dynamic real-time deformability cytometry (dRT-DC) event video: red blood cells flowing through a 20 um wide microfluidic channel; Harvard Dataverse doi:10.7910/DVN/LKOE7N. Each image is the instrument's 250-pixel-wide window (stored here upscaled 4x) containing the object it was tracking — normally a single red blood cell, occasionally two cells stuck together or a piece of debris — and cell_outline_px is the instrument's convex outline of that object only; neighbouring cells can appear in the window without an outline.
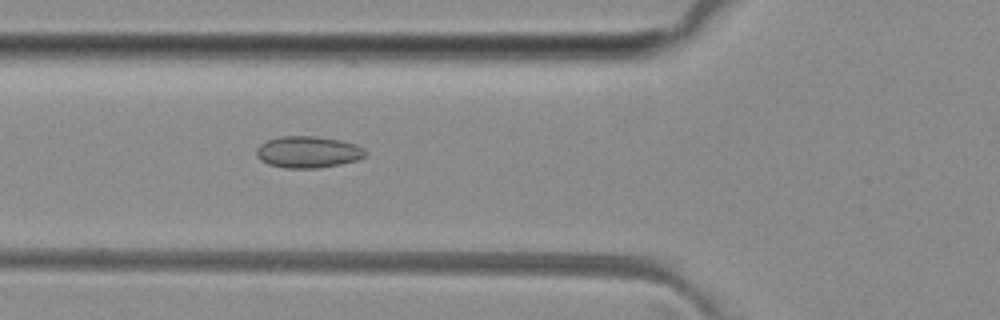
{"species": "common noctule bat (a hibernating species)", "species_latin": "Nyctalus noctula", "temperature_condition": "room temperature", "stored_images_in_passage": 45, "camera_frame_rate_fps": 3000, "um_per_image_px": 0.085, "animal": {"sex": "female", "body_mass_g": 29.2, "forearm_length_mm": 56.3}, "frame": {"image": 1, "passage_image": 18, "time_ms": 5.667, "image_size_px": [1000, 320], "cell_outline_px": [[368, 152], [364, 156], [356, 160], [340, 164], [316, 168], [284, 168], [268, 164], [260, 160], [256, 156], [256, 148], [260, 144], [268, 140], [280, 136], [316, 136], [340, 140], [356, 144], [364, 148]], "centroid_in_image_um": [26.17, 12.92], "position_along_channel_um": 99.6, "area_um2": 20.17}}
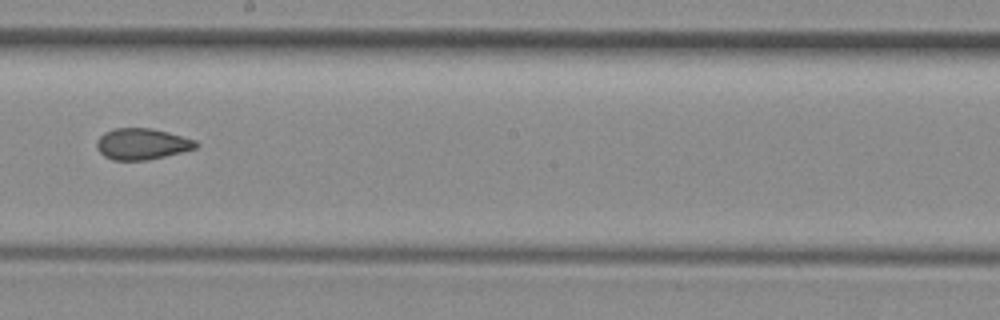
{"frame": {"image": 2, "passage_image": 28, "time_ms": 9.0, "image_size_px": [1000, 320], "cell_outline_px": [[200, 144], [196, 148], [148, 160], [112, 160], [104, 156], [96, 148], [96, 140], [104, 132], [116, 128], [152, 128], [168, 132], [196, 140]], "centroid_in_image_um": [12.05, 12.23], "position_along_channel_um": 236.1, "area_um2": 18.09}}
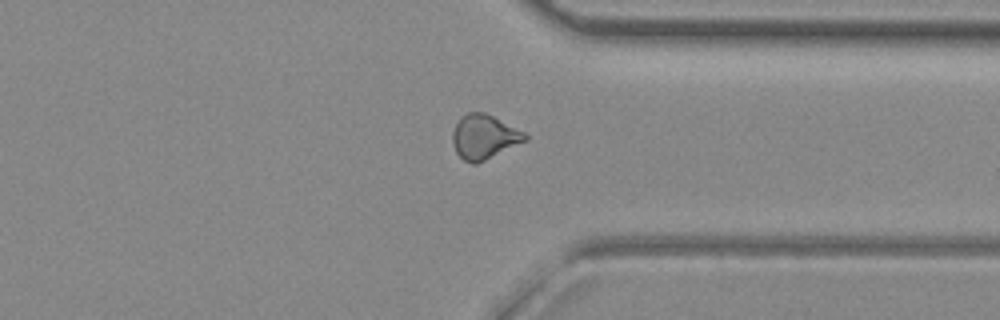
{"frame": {"image": 3, "passage_image": 38, "time_ms": 12.333, "image_size_px": [1000, 320], "cell_outline_px": [[528, 140], [476, 164], [472, 164], [464, 160], [456, 152], [452, 144], [452, 132], [460, 116], [468, 112], [484, 112], [524, 132], [528, 136]], "centroid_in_image_um": [41.13, 11.64], "position_along_channel_um": 370.3, "area_um2": 18.67}, "authors_computed_cell_mechanics": {"area_um2": 18.7272, "velocity_mm_per_s": 4.0956, "shape_relaxation_time_tau1_ms": null, "shape_relaxation_time_tau2_ms": 2.2808, "deformation_change_tau1": null, "deformation_change_tau2": 0.0841}}